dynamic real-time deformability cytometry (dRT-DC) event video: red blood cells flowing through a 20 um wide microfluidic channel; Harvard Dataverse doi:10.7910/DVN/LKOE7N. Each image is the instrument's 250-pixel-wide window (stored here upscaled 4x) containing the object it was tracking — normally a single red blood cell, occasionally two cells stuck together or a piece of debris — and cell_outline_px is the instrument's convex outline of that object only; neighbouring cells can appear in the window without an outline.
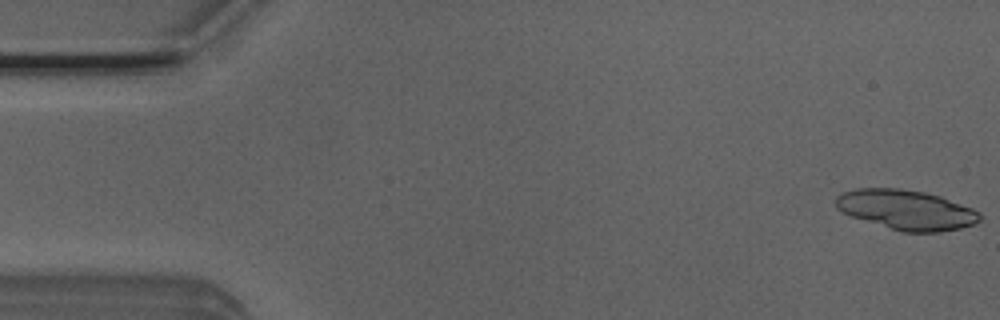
{"species": "Egyptian fruit bat (a non-hibernating species)", "species_latin": "Rousettus aegyptiacus", "temperature_condition": "room temperature", "stored_images_in_passage": 5, "camera_frame_rate_fps": 3000, "um_per_image_px": 0.085, "animal": {"sex": "male"}, "frame": {"image": 1, "passage_image": 1, "time_ms": 0.0, "image_size_px": [1000, 320], "cell_outline_px": [[980, 220], [972, 224], [960, 228], [940, 232], [900, 232], [852, 216], [836, 208], [836, 196], [844, 192], [856, 188], [900, 188], [924, 192], [940, 196], [972, 208], [980, 212]], "centroid_in_image_um": [77.03, 17.83], "position_along_channel_um": 8.0, "area_um2": 33.23}}